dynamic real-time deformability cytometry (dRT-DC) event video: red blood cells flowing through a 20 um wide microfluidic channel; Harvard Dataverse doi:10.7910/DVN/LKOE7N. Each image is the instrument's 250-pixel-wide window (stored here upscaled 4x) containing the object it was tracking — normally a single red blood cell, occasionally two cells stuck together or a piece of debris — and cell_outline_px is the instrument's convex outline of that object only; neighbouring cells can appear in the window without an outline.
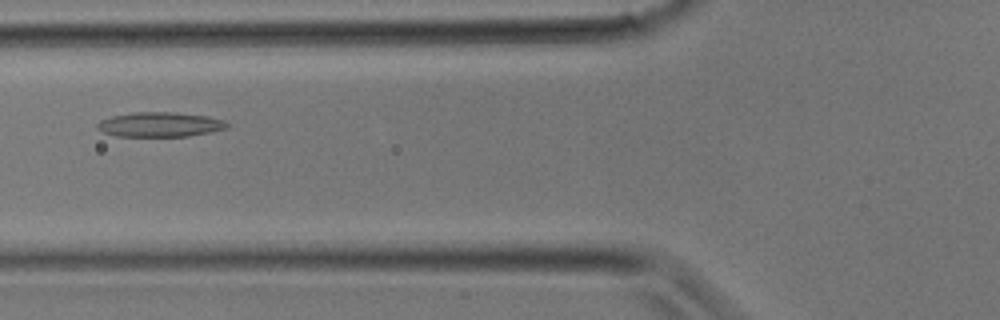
{"species": "common noctule bat (a hibernating species)", "species_latin": "Nyctalus noctula", "temperature_condition": "room temperature", "stored_images_in_passage": 8, "camera_frame_rate_fps": 3000, "um_per_image_px": 0.085, "animal": {"sex": "male", "body_mass_g": 17.9}, "frame": {"image": 1, "passage_image": 3, "time_ms": 0.667, "image_size_px": [1000, 320], "cell_outline_px": [[228, 128], [188, 136], [116, 136], [104, 132], [96, 128], [96, 124], [100, 120], [112, 116], [136, 112], [172, 112], [208, 116], [224, 120], [228, 124]], "centroid_in_image_um": [13.58, 10.58], "position_along_channel_um": 112.2, "area_um2": 18.55}}
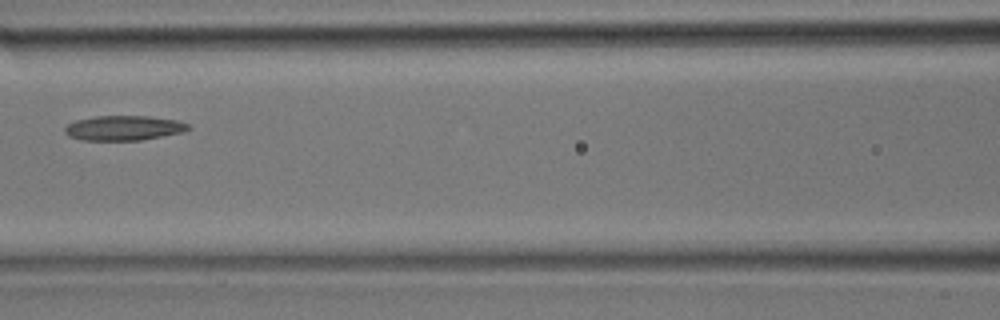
{"frame": {"image": 2, "passage_image": 5, "time_ms": 1.333, "image_size_px": [1000, 320], "cell_outline_px": [[192, 128], [184, 132], [140, 140], [84, 140], [68, 136], [64, 132], [64, 128], [68, 124], [76, 120], [96, 116], [148, 116], [180, 120], [188, 124]], "centroid_in_image_um": [10.55, 10.87], "position_along_channel_um": 156.1, "area_um2": 17.92}}
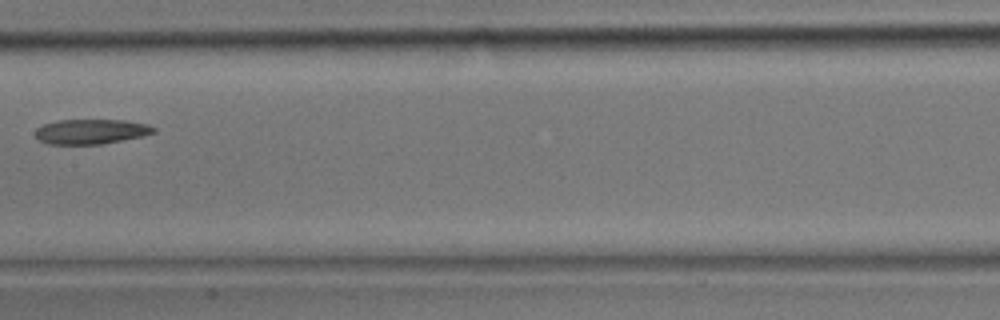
{"frame": {"image": 3, "passage_image": 7, "time_ms": 2.0, "image_size_px": [1000, 320], "cell_outline_px": [[156, 132], [144, 136], [100, 144], [48, 144], [40, 140], [36, 136], [36, 128], [44, 124], [56, 120], [124, 120], [148, 124], [156, 128]], "centroid_in_image_um": [7.76, 11.18], "position_along_channel_um": 199.6, "area_um2": 17.17}}